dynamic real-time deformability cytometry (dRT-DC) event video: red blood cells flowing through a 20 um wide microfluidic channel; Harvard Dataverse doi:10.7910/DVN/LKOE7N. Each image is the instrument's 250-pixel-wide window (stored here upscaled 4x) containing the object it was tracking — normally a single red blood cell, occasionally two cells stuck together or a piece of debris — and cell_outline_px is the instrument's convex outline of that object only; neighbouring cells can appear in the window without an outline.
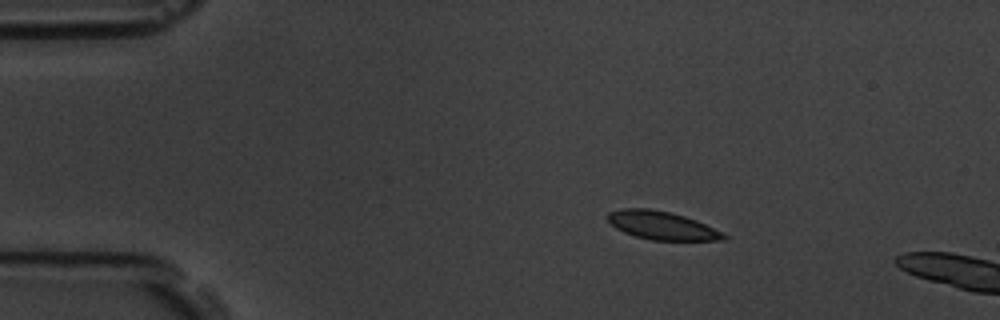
{"species": "common noctule bat (a hibernating species)", "species_latin": "Nyctalus noctula", "temperature_condition": "room temperature", "stored_images_in_passage": 14, "camera_frame_rate_fps": 3000, "um_per_image_px": 0.085, "animal": {"sex": "male", "body_mass_g": 19.5, "forearm_length_mm": 54.6}, "frame": {"image": 1, "passage_image": 10, "time_ms": 3.0, "image_size_px": [1000, 320], "cell_outline_px": [[728, 236], [724, 240], [652, 240], [636, 236], [624, 232], [616, 228], [604, 216], [608, 212], [624, 208], [648, 208], [672, 212], [696, 220]], "centroid_in_image_um": [56.2, 19.15], "position_along_channel_um": 28.8, "area_um2": 18.96}}